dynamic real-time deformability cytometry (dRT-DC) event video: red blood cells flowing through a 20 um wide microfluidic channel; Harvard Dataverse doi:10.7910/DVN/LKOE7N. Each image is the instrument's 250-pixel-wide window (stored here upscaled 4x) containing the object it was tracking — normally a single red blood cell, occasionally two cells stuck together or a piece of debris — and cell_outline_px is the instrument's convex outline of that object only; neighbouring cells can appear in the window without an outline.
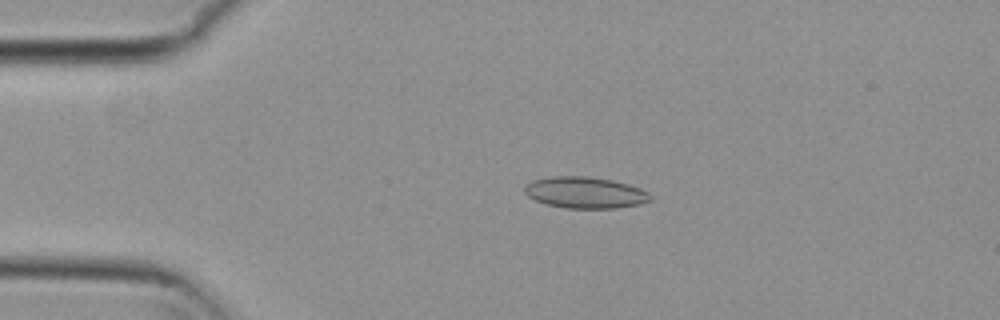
{"species": "common noctule bat (a hibernating species)", "species_latin": "Nyctalus noctula", "temperature_condition": "cold", "stored_images_in_passage": 52, "camera_frame_rate_fps": 3000, "um_per_image_px": 0.085, "animal": {"sex": "female", "body_mass_g": 29.2, "forearm_length_mm": 56.3}, "frame": {"image": 1, "passage_image": 9, "time_ms": 2.667, "image_size_px": [1000, 320], "cell_outline_px": [[652, 200], [640, 204], [616, 208], [564, 208], [548, 204], [536, 200], [528, 196], [524, 192], [524, 184], [532, 180], [552, 176], [588, 176], [612, 180], [628, 184], [640, 188], [648, 192], [652, 196]], "centroid_in_image_um": [49.73, 16.36], "position_along_channel_um": 35.3, "area_um2": 23.12}}
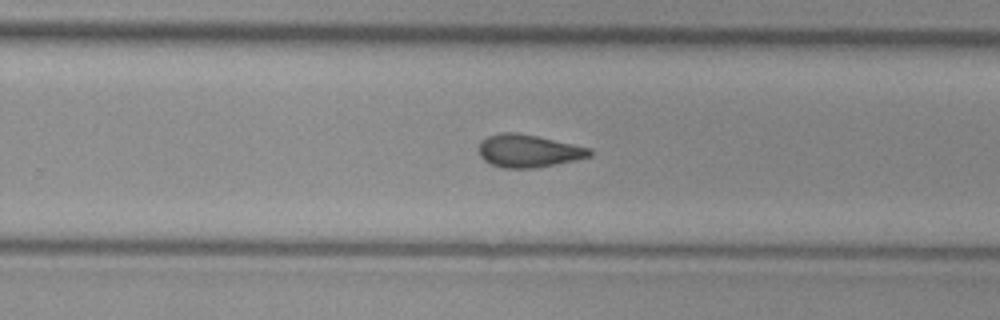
{"frame": {"image": 2, "passage_image": 32, "time_ms": 10.333, "image_size_px": [1000, 320], "cell_outline_px": [[592, 156], [576, 160], [536, 168], [504, 168], [492, 164], [484, 160], [480, 156], [480, 140], [488, 136], [500, 132], [516, 132], [536, 136], [592, 148]], "centroid_in_image_um": [44.93, 12.82], "position_along_channel_um": 284.9, "area_um2": 21.15}}
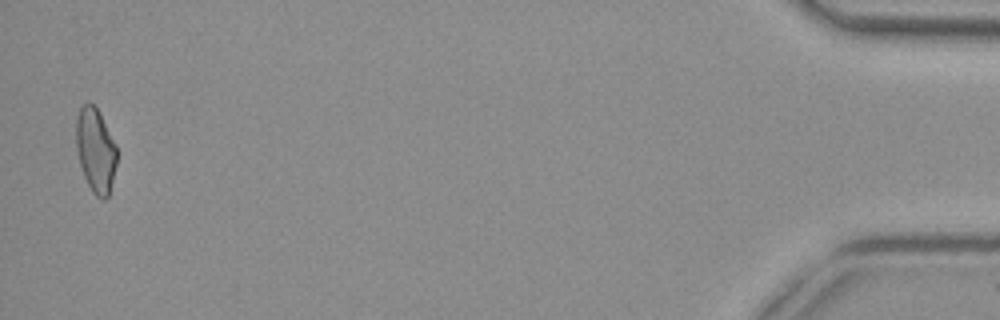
{"frame": {"image": 3, "passage_image": 51, "time_ms": 16.667, "image_size_px": [1000, 320], "cell_outline_px": [[116, 164], [108, 196], [104, 200], [100, 200], [92, 192], [84, 176], [80, 164], [76, 148], [76, 120], [80, 108], [84, 104], [92, 104], [96, 108], [116, 144]], "centroid_in_image_um": [8.11, 12.81], "position_along_channel_um": 427.1, "area_um2": 19.65}, "authors_computed_cell_mechanics": {"area_um2": 21.097, "velocity_mm_per_s": 3.7589, "shape_relaxation_time_tau1_ms": 11.1474, "shape_relaxation_time_tau2_ms": 3.0314, "deformation_change_tau1": 0.172, "deformation_change_tau2": 0.1051}}